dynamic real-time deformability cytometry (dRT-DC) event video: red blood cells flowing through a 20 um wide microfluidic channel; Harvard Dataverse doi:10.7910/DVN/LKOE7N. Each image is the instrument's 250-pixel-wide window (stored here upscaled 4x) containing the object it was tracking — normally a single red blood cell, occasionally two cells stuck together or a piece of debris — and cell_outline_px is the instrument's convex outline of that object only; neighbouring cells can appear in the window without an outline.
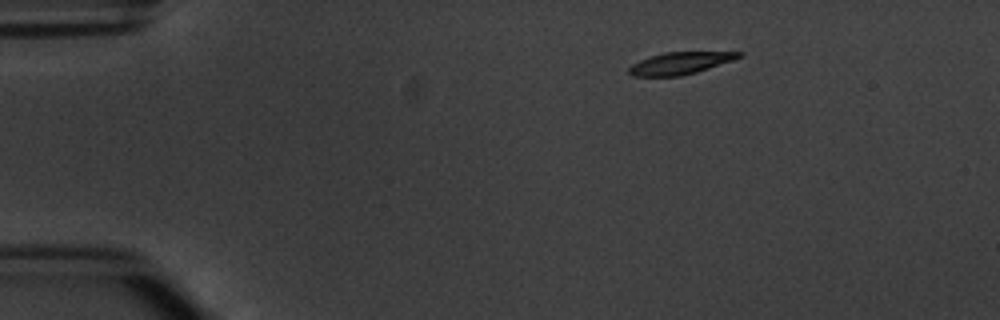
{"species": "common noctule bat (a hibernating species)", "species_latin": "Nyctalus noctula", "temperature_condition": "warm", "stored_images_in_passage": 4, "camera_frame_rate_fps": 3000, "um_per_image_px": 0.085, "animal": {"sex": "male", "body_mass_g": 20.1, "forearm_length_mm": 53.5}, "frame": {"image": 1, "passage_image": 1, "time_ms": 0.0, "image_size_px": [1000, 320], "cell_outline_px": [[744, 56], [696, 72], [680, 76], [632, 76], [628, 72], [628, 68], [632, 64], [640, 60], [664, 52], [744, 52]], "centroid_in_image_um": [57.8, 5.37], "position_along_channel_um": 27.2, "area_um2": 13.99}}